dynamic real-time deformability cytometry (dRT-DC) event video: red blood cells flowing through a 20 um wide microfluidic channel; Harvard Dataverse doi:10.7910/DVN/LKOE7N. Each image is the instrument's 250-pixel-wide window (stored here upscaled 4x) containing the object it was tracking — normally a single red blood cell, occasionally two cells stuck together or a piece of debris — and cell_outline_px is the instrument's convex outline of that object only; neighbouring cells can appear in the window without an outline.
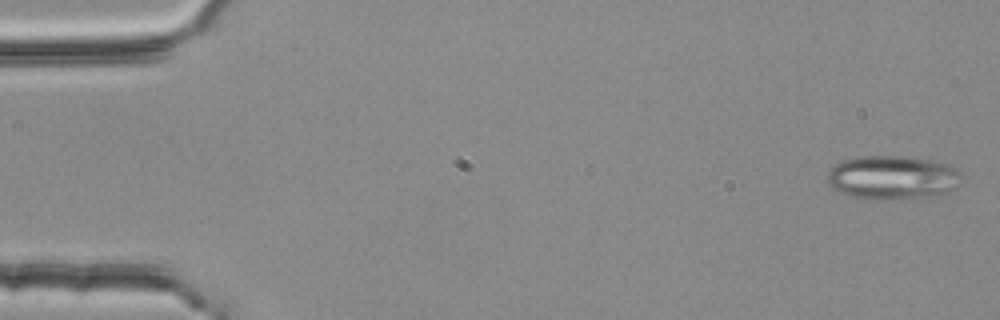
{"species": "common noctule bat (a hibernating species)", "species_latin": "Nyctalus noctula", "temperature_condition": "room temperature", "stored_images_in_passage": 53, "segment_of_instrument_passage": [1, 2], "camera_frame_rate_fps": 3000, "um_per_image_px": 0.085, "animal": {"sex": "female", "body_mass_g": 25.1}, "frame": {"image": 1, "passage_image": 1, "time_ms": 0.0, "image_size_px": [1000, 320], "cell_outline_px": [[964, 176], [960, 184], [948, 192], [928, 196], [884, 200], [872, 200], [852, 196], [840, 192], [832, 188], [828, 184], [828, 172], [840, 160], [856, 156], [912, 156], [944, 164], [956, 168]], "centroid_in_image_um": [75.86, 15.08], "position_along_channel_um": 9.1, "area_um2": 34.51}}